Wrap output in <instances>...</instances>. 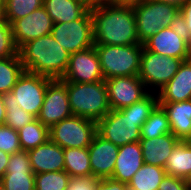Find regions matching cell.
<instances>
[{"instance_id":"1","label":"cell","mask_w":191,"mask_h":190,"mask_svg":"<svg viewBox=\"0 0 191 190\" xmlns=\"http://www.w3.org/2000/svg\"><path fill=\"white\" fill-rule=\"evenodd\" d=\"M90 11L94 44H140L133 7L103 4L90 8Z\"/></svg>"},{"instance_id":"2","label":"cell","mask_w":191,"mask_h":190,"mask_svg":"<svg viewBox=\"0 0 191 190\" xmlns=\"http://www.w3.org/2000/svg\"><path fill=\"white\" fill-rule=\"evenodd\" d=\"M25 71L51 79H62L70 53L49 34L33 39L18 49Z\"/></svg>"},{"instance_id":"3","label":"cell","mask_w":191,"mask_h":190,"mask_svg":"<svg viewBox=\"0 0 191 190\" xmlns=\"http://www.w3.org/2000/svg\"><path fill=\"white\" fill-rule=\"evenodd\" d=\"M66 86L74 116L98 122L111 110L105 80L93 83L66 82Z\"/></svg>"},{"instance_id":"4","label":"cell","mask_w":191,"mask_h":190,"mask_svg":"<svg viewBox=\"0 0 191 190\" xmlns=\"http://www.w3.org/2000/svg\"><path fill=\"white\" fill-rule=\"evenodd\" d=\"M104 80L139 74L143 44L103 45L94 44Z\"/></svg>"},{"instance_id":"5","label":"cell","mask_w":191,"mask_h":190,"mask_svg":"<svg viewBox=\"0 0 191 190\" xmlns=\"http://www.w3.org/2000/svg\"><path fill=\"white\" fill-rule=\"evenodd\" d=\"M135 23L140 44H144L160 29L170 27L179 8L156 0H146L133 7Z\"/></svg>"},{"instance_id":"6","label":"cell","mask_w":191,"mask_h":190,"mask_svg":"<svg viewBox=\"0 0 191 190\" xmlns=\"http://www.w3.org/2000/svg\"><path fill=\"white\" fill-rule=\"evenodd\" d=\"M52 79L24 71L11 92L3 94L4 102H18V105L37 118L44 101L46 88Z\"/></svg>"},{"instance_id":"7","label":"cell","mask_w":191,"mask_h":190,"mask_svg":"<svg viewBox=\"0 0 191 190\" xmlns=\"http://www.w3.org/2000/svg\"><path fill=\"white\" fill-rule=\"evenodd\" d=\"M97 133V122L72 115L49 128V139L65 148H87Z\"/></svg>"},{"instance_id":"8","label":"cell","mask_w":191,"mask_h":190,"mask_svg":"<svg viewBox=\"0 0 191 190\" xmlns=\"http://www.w3.org/2000/svg\"><path fill=\"white\" fill-rule=\"evenodd\" d=\"M182 62V59L156 54L143 46L138 77L146 88L150 87L149 91L154 89L153 93H157L173 78Z\"/></svg>"},{"instance_id":"9","label":"cell","mask_w":191,"mask_h":190,"mask_svg":"<svg viewBox=\"0 0 191 190\" xmlns=\"http://www.w3.org/2000/svg\"><path fill=\"white\" fill-rule=\"evenodd\" d=\"M146 120H134L120 110L111 109L97 122V133L114 145L140 142L141 127Z\"/></svg>"},{"instance_id":"10","label":"cell","mask_w":191,"mask_h":190,"mask_svg":"<svg viewBox=\"0 0 191 190\" xmlns=\"http://www.w3.org/2000/svg\"><path fill=\"white\" fill-rule=\"evenodd\" d=\"M51 35L70 54L94 46L90 9L76 21L53 24Z\"/></svg>"},{"instance_id":"11","label":"cell","mask_w":191,"mask_h":190,"mask_svg":"<svg viewBox=\"0 0 191 190\" xmlns=\"http://www.w3.org/2000/svg\"><path fill=\"white\" fill-rule=\"evenodd\" d=\"M72 115L66 82L62 79H52L47 85L42 108L37 119L50 128Z\"/></svg>"},{"instance_id":"12","label":"cell","mask_w":191,"mask_h":190,"mask_svg":"<svg viewBox=\"0 0 191 190\" xmlns=\"http://www.w3.org/2000/svg\"><path fill=\"white\" fill-rule=\"evenodd\" d=\"M105 83L109 105L114 110L130 106L150 93L138 75L109 78Z\"/></svg>"},{"instance_id":"13","label":"cell","mask_w":191,"mask_h":190,"mask_svg":"<svg viewBox=\"0 0 191 190\" xmlns=\"http://www.w3.org/2000/svg\"><path fill=\"white\" fill-rule=\"evenodd\" d=\"M62 80L74 83H93L104 80L95 47L70 54Z\"/></svg>"},{"instance_id":"14","label":"cell","mask_w":191,"mask_h":190,"mask_svg":"<svg viewBox=\"0 0 191 190\" xmlns=\"http://www.w3.org/2000/svg\"><path fill=\"white\" fill-rule=\"evenodd\" d=\"M11 26L14 44L19 49L28 41L51 34L53 21L42 6L24 18L16 20Z\"/></svg>"},{"instance_id":"15","label":"cell","mask_w":191,"mask_h":190,"mask_svg":"<svg viewBox=\"0 0 191 190\" xmlns=\"http://www.w3.org/2000/svg\"><path fill=\"white\" fill-rule=\"evenodd\" d=\"M119 146L104 139L98 133L95 134L88 146L90 167L94 178H111L115 161L118 156Z\"/></svg>"},{"instance_id":"16","label":"cell","mask_w":191,"mask_h":190,"mask_svg":"<svg viewBox=\"0 0 191 190\" xmlns=\"http://www.w3.org/2000/svg\"><path fill=\"white\" fill-rule=\"evenodd\" d=\"M143 46L153 53L183 61L189 60L191 55V44L177 35L170 27L160 29Z\"/></svg>"},{"instance_id":"17","label":"cell","mask_w":191,"mask_h":190,"mask_svg":"<svg viewBox=\"0 0 191 190\" xmlns=\"http://www.w3.org/2000/svg\"><path fill=\"white\" fill-rule=\"evenodd\" d=\"M34 174L65 170L63 148L50 139L28 151Z\"/></svg>"},{"instance_id":"18","label":"cell","mask_w":191,"mask_h":190,"mask_svg":"<svg viewBox=\"0 0 191 190\" xmlns=\"http://www.w3.org/2000/svg\"><path fill=\"white\" fill-rule=\"evenodd\" d=\"M144 164L140 142L119 146L118 156L111 179L129 184Z\"/></svg>"},{"instance_id":"19","label":"cell","mask_w":191,"mask_h":190,"mask_svg":"<svg viewBox=\"0 0 191 190\" xmlns=\"http://www.w3.org/2000/svg\"><path fill=\"white\" fill-rule=\"evenodd\" d=\"M159 102H180L191 99V61H183L173 78L158 91Z\"/></svg>"},{"instance_id":"20","label":"cell","mask_w":191,"mask_h":190,"mask_svg":"<svg viewBox=\"0 0 191 190\" xmlns=\"http://www.w3.org/2000/svg\"><path fill=\"white\" fill-rule=\"evenodd\" d=\"M168 115L171 133L181 141L191 139V99L180 102H159Z\"/></svg>"},{"instance_id":"21","label":"cell","mask_w":191,"mask_h":190,"mask_svg":"<svg viewBox=\"0 0 191 190\" xmlns=\"http://www.w3.org/2000/svg\"><path fill=\"white\" fill-rule=\"evenodd\" d=\"M179 141L172 133L151 139H141L143 162L164 168L167 158Z\"/></svg>"},{"instance_id":"22","label":"cell","mask_w":191,"mask_h":190,"mask_svg":"<svg viewBox=\"0 0 191 190\" xmlns=\"http://www.w3.org/2000/svg\"><path fill=\"white\" fill-rule=\"evenodd\" d=\"M43 6L53 24L76 21L90 9L79 0H44Z\"/></svg>"},{"instance_id":"23","label":"cell","mask_w":191,"mask_h":190,"mask_svg":"<svg viewBox=\"0 0 191 190\" xmlns=\"http://www.w3.org/2000/svg\"><path fill=\"white\" fill-rule=\"evenodd\" d=\"M169 176H174L187 180L191 175V143L189 141H179L171 155L167 158L164 167Z\"/></svg>"},{"instance_id":"24","label":"cell","mask_w":191,"mask_h":190,"mask_svg":"<svg viewBox=\"0 0 191 190\" xmlns=\"http://www.w3.org/2000/svg\"><path fill=\"white\" fill-rule=\"evenodd\" d=\"M65 171L71 178L93 177L87 148H65Z\"/></svg>"},{"instance_id":"25","label":"cell","mask_w":191,"mask_h":190,"mask_svg":"<svg viewBox=\"0 0 191 190\" xmlns=\"http://www.w3.org/2000/svg\"><path fill=\"white\" fill-rule=\"evenodd\" d=\"M166 175L167 173L163 167L144 163L135 173L128 186L135 190H158Z\"/></svg>"},{"instance_id":"26","label":"cell","mask_w":191,"mask_h":190,"mask_svg":"<svg viewBox=\"0 0 191 190\" xmlns=\"http://www.w3.org/2000/svg\"><path fill=\"white\" fill-rule=\"evenodd\" d=\"M25 71L19 54L0 59V93L11 92L15 83Z\"/></svg>"},{"instance_id":"27","label":"cell","mask_w":191,"mask_h":190,"mask_svg":"<svg viewBox=\"0 0 191 190\" xmlns=\"http://www.w3.org/2000/svg\"><path fill=\"white\" fill-rule=\"evenodd\" d=\"M17 132L21 149L24 151L32 150L49 140V128L43 125L37 118Z\"/></svg>"},{"instance_id":"28","label":"cell","mask_w":191,"mask_h":190,"mask_svg":"<svg viewBox=\"0 0 191 190\" xmlns=\"http://www.w3.org/2000/svg\"><path fill=\"white\" fill-rule=\"evenodd\" d=\"M167 133H171L168 115L163 107L158 105L142 124L141 139H151Z\"/></svg>"},{"instance_id":"29","label":"cell","mask_w":191,"mask_h":190,"mask_svg":"<svg viewBox=\"0 0 191 190\" xmlns=\"http://www.w3.org/2000/svg\"><path fill=\"white\" fill-rule=\"evenodd\" d=\"M44 0H6L2 17L11 25L43 6Z\"/></svg>"},{"instance_id":"30","label":"cell","mask_w":191,"mask_h":190,"mask_svg":"<svg viewBox=\"0 0 191 190\" xmlns=\"http://www.w3.org/2000/svg\"><path fill=\"white\" fill-rule=\"evenodd\" d=\"M0 190H35V174L33 171H6Z\"/></svg>"},{"instance_id":"31","label":"cell","mask_w":191,"mask_h":190,"mask_svg":"<svg viewBox=\"0 0 191 190\" xmlns=\"http://www.w3.org/2000/svg\"><path fill=\"white\" fill-rule=\"evenodd\" d=\"M70 175L64 171L35 174V190H66Z\"/></svg>"},{"instance_id":"32","label":"cell","mask_w":191,"mask_h":190,"mask_svg":"<svg viewBox=\"0 0 191 190\" xmlns=\"http://www.w3.org/2000/svg\"><path fill=\"white\" fill-rule=\"evenodd\" d=\"M158 105L159 101L157 95L150 92L142 100L121 108L120 111L134 120H147Z\"/></svg>"},{"instance_id":"33","label":"cell","mask_w":191,"mask_h":190,"mask_svg":"<svg viewBox=\"0 0 191 190\" xmlns=\"http://www.w3.org/2000/svg\"><path fill=\"white\" fill-rule=\"evenodd\" d=\"M4 106L6 108L4 125L11 127L13 130L18 131L36 119L31 113L23 110L18 102H4Z\"/></svg>"},{"instance_id":"34","label":"cell","mask_w":191,"mask_h":190,"mask_svg":"<svg viewBox=\"0 0 191 190\" xmlns=\"http://www.w3.org/2000/svg\"><path fill=\"white\" fill-rule=\"evenodd\" d=\"M18 49L13 41L12 26L0 16V59L15 56Z\"/></svg>"},{"instance_id":"35","label":"cell","mask_w":191,"mask_h":190,"mask_svg":"<svg viewBox=\"0 0 191 190\" xmlns=\"http://www.w3.org/2000/svg\"><path fill=\"white\" fill-rule=\"evenodd\" d=\"M0 150L10 155L22 150L18 132L6 125L0 126Z\"/></svg>"},{"instance_id":"36","label":"cell","mask_w":191,"mask_h":190,"mask_svg":"<svg viewBox=\"0 0 191 190\" xmlns=\"http://www.w3.org/2000/svg\"><path fill=\"white\" fill-rule=\"evenodd\" d=\"M6 171H32L28 151L11 154Z\"/></svg>"},{"instance_id":"37","label":"cell","mask_w":191,"mask_h":190,"mask_svg":"<svg viewBox=\"0 0 191 190\" xmlns=\"http://www.w3.org/2000/svg\"><path fill=\"white\" fill-rule=\"evenodd\" d=\"M158 190H190L187 180L166 175L161 181Z\"/></svg>"},{"instance_id":"38","label":"cell","mask_w":191,"mask_h":190,"mask_svg":"<svg viewBox=\"0 0 191 190\" xmlns=\"http://www.w3.org/2000/svg\"><path fill=\"white\" fill-rule=\"evenodd\" d=\"M97 180L94 177L71 178L66 190H95Z\"/></svg>"},{"instance_id":"39","label":"cell","mask_w":191,"mask_h":190,"mask_svg":"<svg viewBox=\"0 0 191 190\" xmlns=\"http://www.w3.org/2000/svg\"><path fill=\"white\" fill-rule=\"evenodd\" d=\"M170 28L180 37L185 39L190 43V32L187 27V24L185 22L184 17L182 14L179 12V14L176 15L174 20L170 24Z\"/></svg>"},{"instance_id":"40","label":"cell","mask_w":191,"mask_h":190,"mask_svg":"<svg viewBox=\"0 0 191 190\" xmlns=\"http://www.w3.org/2000/svg\"><path fill=\"white\" fill-rule=\"evenodd\" d=\"M128 184L111 178L98 179L95 190H127Z\"/></svg>"},{"instance_id":"41","label":"cell","mask_w":191,"mask_h":190,"mask_svg":"<svg viewBox=\"0 0 191 190\" xmlns=\"http://www.w3.org/2000/svg\"><path fill=\"white\" fill-rule=\"evenodd\" d=\"M179 12L185 19L187 27L190 32V44H191V0L187 1L180 9Z\"/></svg>"},{"instance_id":"42","label":"cell","mask_w":191,"mask_h":190,"mask_svg":"<svg viewBox=\"0 0 191 190\" xmlns=\"http://www.w3.org/2000/svg\"><path fill=\"white\" fill-rule=\"evenodd\" d=\"M10 154L0 150V181L6 173Z\"/></svg>"},{"instance_id":"43","label":"cell","mask_w":191,"mask_h":190,"mask_svg":"<svg viewBox=\"0 0 191 190\" xmlns=\"http://www.w3.org/2000/svg\"><path fill=\"white\" fill-rule=\"evenodd\" d=\"M146 0H109L110 5H117V6H129L134 7L136 5H140L141 3L145 2Z\"/></svg>"},{"instance_id":"44","label":"cell","mask_w":191,"mask_h":190,"mask_svg":"<svg viewBox=\"0 0 191 190\" xmlns=\"http://www.w3.org/2000/svg\"><path fill=\"white\" fill-rule=\"evenodd\" d=\"M6 108L4 106L3 94L0 93V126L5 124Z\"/></svg>"},{"instance_id":"45","label":"cell","mask_w":191,"mask_h":190,"mask_svg":"<svg viewBox=\"0 0 191 190\" xmlns=\"http://www.w3.org/2000/svg\"><path fill=\"white\" fill-rule=\"evenodd\" d=\"M156 1L163 2L166 4H172L180 9L189 0H156Z\"/></svg>"},{"instance_id":"46","label":"cell","mask_w":191,"mask_h":190,"mask_svg":"<svg viewBox=\"0 0 191 190\" xmlns=\"http://www.w3.org/2000/svg\"><path fill=\"white\" fill-rule=\"evenodd\" d=\"M109 4V0H88V7L92 8L94 6Z\"/></svg>"},{"instance_id":"47","label":"cell","mask_w":191,"mask_h":190,"mask_svg":"<svg viewBox=\"0 0 191 190\" xmlns=\"http://www.w3.org/2000/svg\"><path fill=\"white\" fill-rule=\"evenodd\" d=\"M6 0H0V16H2L4 8H5Z\"/></svg>"},{"instance_id":"48","label":"cell","mask_w":191,"mask_h":190,"mask_svg":"<svg viewBox=\"0 0 191 190\" xmlns=\"http://www.w3.org/2000/svg\"><path fill=\"white\" fill-rule=\"evenodd\" d=\"M187 184H188L189 189L191 190V175H190V177L187 179Z\"/></svg>"},{"instance_id":"49","label":"cell","mask_w":191,"mask_h":190,"mask_svg":"<svg viewBox=\"0 0 191 190\" xmlns=\"http://www.w3.org/2000/svg\"><path fill=\"white\" fill-rule=\"evenodd\" d=\"M88 6V0H79Z\"/></svg>"},{"instance_id":"50","label":"cell","mask_w":191,"mask_h":190,"mask_svg":"<svg viewBox=\"0 0 191 190\" xmlns=\"http://www.w3.org/2000/svg\"><path fill=\"white\" fill-rule=\"evenodd\" d=\"M127 190H135V189H133V188H130V187L128 186Z\"/></svg>"}]
</instances>
